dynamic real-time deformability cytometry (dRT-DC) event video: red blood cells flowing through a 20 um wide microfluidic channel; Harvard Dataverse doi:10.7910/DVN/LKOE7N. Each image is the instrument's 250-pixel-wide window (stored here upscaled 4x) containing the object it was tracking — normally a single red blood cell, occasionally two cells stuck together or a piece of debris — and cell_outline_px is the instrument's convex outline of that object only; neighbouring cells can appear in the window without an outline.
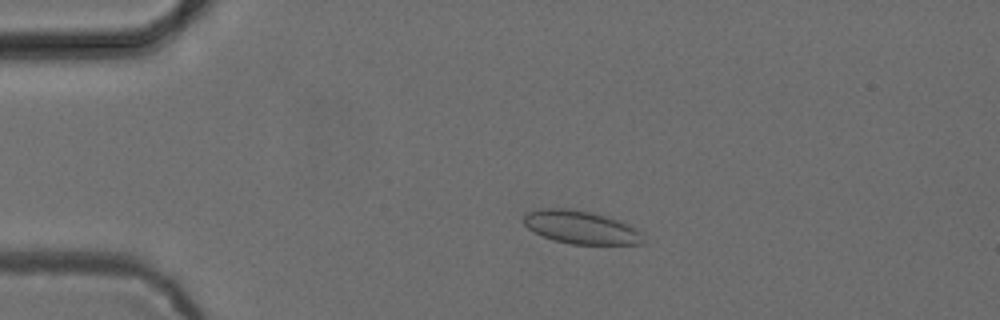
{"species": "common noctule bat (a hibernating species)", "species_latin": "Nyctalus noctula", "temperature_condition": "cold", "stored_images_in_passage": 52, "camera_frame_rate_fps": 3000, "um_per_image_px": 0.085, "animal": {"sex": "female", "body_mass_g": 24.6, "forearm_length_mm": 56.2}, "frame": {"image": 1, "passage_image": 11, "time_ms": 3.333, "image_size_px": [1000, 320], "cell_outline_px": [[648, 240], [644, 244], [572, 244], [552, 240], [528, 228], [524, 224], [524, 216], [528, 212], [544, 208], [568, 208], [588, 212], [620, 220], [644, 232]], "centroid_in_image_um": [49.48, 19.34], "position_along_channel_um": 35.5, "area_um2": 23.18}}
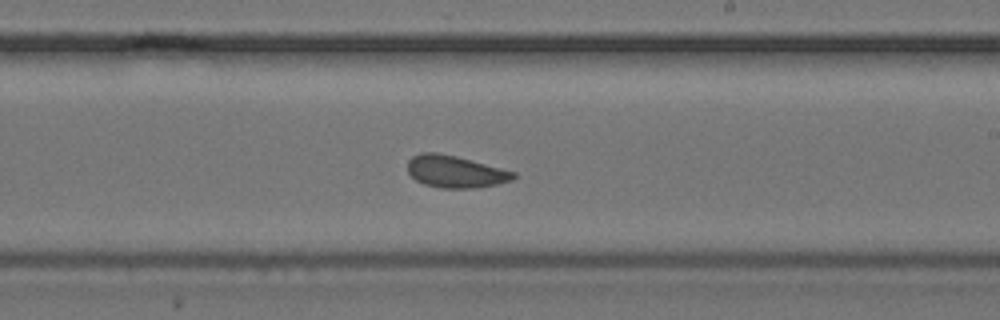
{"frame": {"image": 2, "passage_image": 31, "time_ms": 10.0, "image_size_px": [1000, 320], "cell_outline_px": [[516, 176], [512, 180], [496, 184], [476, 188], [440, 188], [424, 184], [416, 180], [408, 172], [408, 160], [412, 156], [420, 152], [436, 152], [456, 156], [472, 160], [516, 172]], "centroid_in_image_um": [38.69, 14.58], "position_along_channel_um": 250.3, "area_um2": 19.83}}
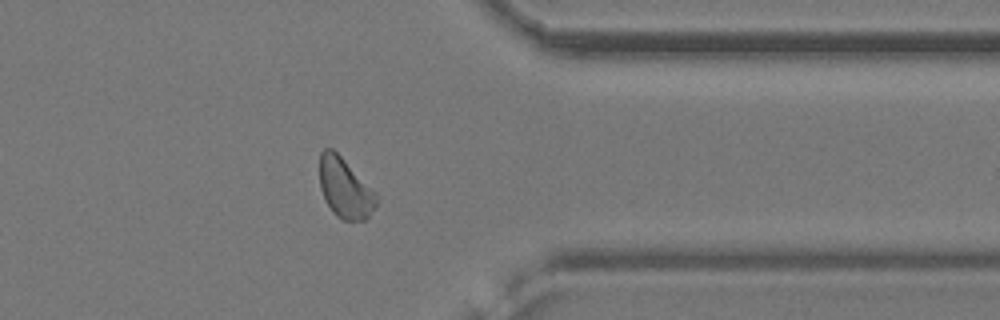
{"frame": {"image": 3, "passage_image": 42, "time_ms": 13.667, "image_size_px": [1000, 320], "cell_outline_px": [[380, 196], [376, 208], [364, 220], [344, 220], [336, 216], [332, 212], [324, 200], [320, 188], [320, 152], [324, 148], [332, 148]], "centroid_in_image_um": [29.33, 16.02], "position_along_channel_um": 382.1, "area_um2": 19.94}, "authors_computed_cell_mechanics": {"area_um2": 20.3167, "velocity_mm_per_s": 3.8537, "shape_relaxation_time_tau1_ms": null, "shape_relaxation_time_tau2_ms": 1.9811, "deformation_change_tau1": null, "deformation_change_tau2": 0.0476}}